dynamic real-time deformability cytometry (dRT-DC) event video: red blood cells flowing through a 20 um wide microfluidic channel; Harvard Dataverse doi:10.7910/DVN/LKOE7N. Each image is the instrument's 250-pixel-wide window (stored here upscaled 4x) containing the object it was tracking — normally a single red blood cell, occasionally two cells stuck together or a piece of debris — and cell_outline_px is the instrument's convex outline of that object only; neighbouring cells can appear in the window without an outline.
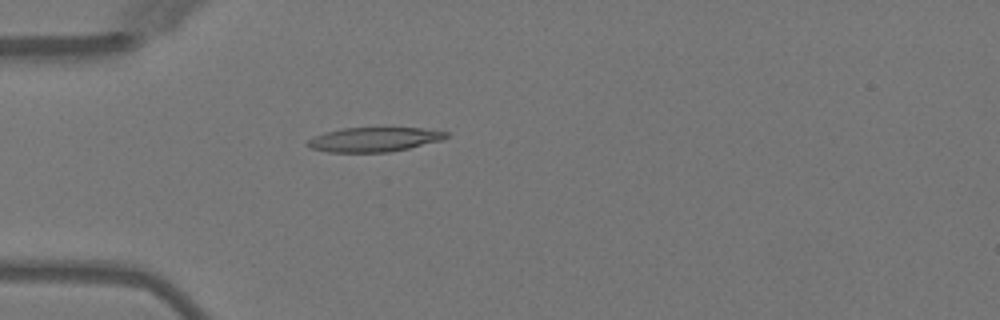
{"species": "Egyptian fruit bat (a non-hibernating species)", "species_latin": "Rousettus aegyptiacus", "temperature_condition": "warm", "stored_images_in_passage": 4, "camera_frame_rate_fps": 3000, "um_per_image_px": 0.085, "animal": {"sex": "female"}, "frame": {"image": 1, "passage_image": 4, "time_ms": 4.333, "image_size_px": [1000, 320], "cell_outline_px": [[448, 136], [444, 140], [408, 148], [388, 152], [328, 152], [312, 148], [304, 144], [312, 136], [324, 132], [344, 128], [424, 128], [448, 132]], "centroid_in_image_um": [31.79, 11.85], "position_along_channel_um": 53.2, "area_um2": 19.77}}